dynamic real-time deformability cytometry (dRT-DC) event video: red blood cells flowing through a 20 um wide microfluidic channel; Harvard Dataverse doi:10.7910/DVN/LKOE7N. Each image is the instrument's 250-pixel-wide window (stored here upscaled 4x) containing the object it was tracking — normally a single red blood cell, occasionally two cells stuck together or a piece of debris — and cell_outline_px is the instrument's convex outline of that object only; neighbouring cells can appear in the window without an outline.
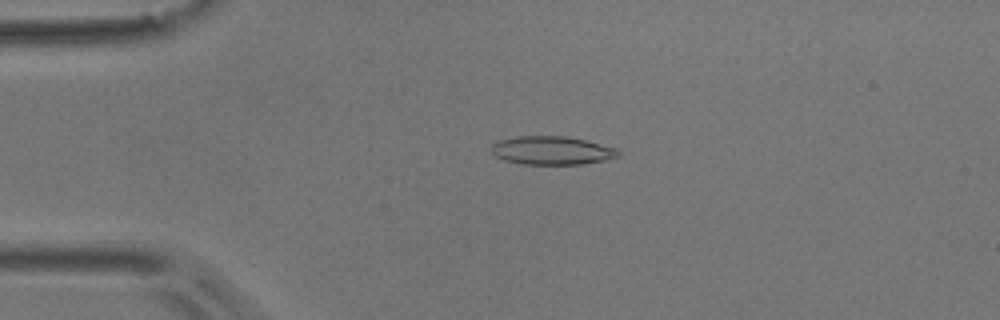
{"species": "common noctule bat (a hibernating species)", "species_latin": "Nyctalus noctula", "temperature_condition": "room temperature", "stored_images_in_passage": 52, "camera_frame_rate_fps": 3000, "um_per_image_px": 0.085, "animal": {"sex": "male", "body_mass_g": 17.9}, "frame": {"image": 1, "passage_image": 11, "time_ms": 3.333, "image_size_px": [1000, 320], "cell_outline_px": [[620, 156], [604, 160], [580, 164], [524, 164], [504, 160], [496, 156], [488, 148], [496, 140], [520, 136], [564, 136], [584, 140], [616, 148], [620, 152]], "centroid_in_image_um": [46.86, 12.78], "position_along_channel_um": 38.1, "area_um2": 20.98}}
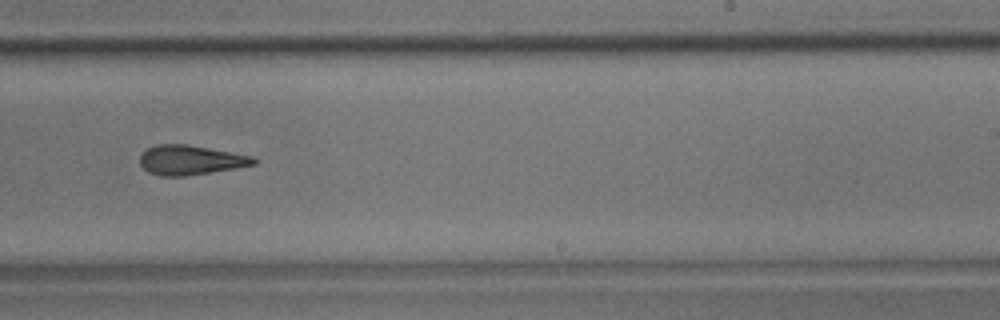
{"frame": {"image": 2, "passage_image": 32, "time_ms": 10.333, "image_size_px": [1000, 320], "cell_outline_px": [[256, 164], [236, 168], [184, 176], [160, 176], [148, 172], [140, 164], [140, 156], [148, 148], [156, 144], [188, 144], [232, 152], [252, 156], [256, 160]], "centroid_in_image_um": [16.18, 13.6], "position_along_channel_um": 272.8, "area_um2": 19.54}}
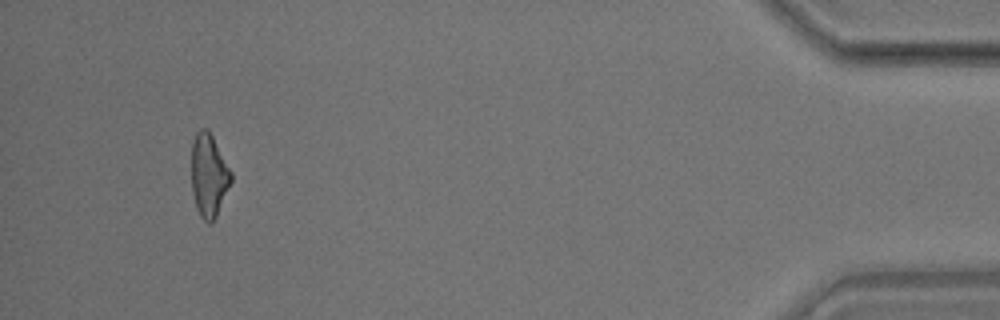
{"frame": {"image": 3, "passage_image": 49, "time_ms": 16.0, "image_size_px": [1000, 320], "cell_outline_px": [[232, 180], [216, 216], [212, 224], [208, 224], [200, 216], [196, 208], [192, 192], [192, 140], [196, 132], [200, 128], [208, 128], [232, 172]], "centroid_in_image_um": [17.74, 14.9], "position_along_channel_um": 417.5, "area_um2": 19.25}, "authors_computed_cell_mechanics": {"area_um2": 20.1144, "velocity_mm_per_s": 3.7904, "shape_relaxation_time_tau1_ms": 7.5509, "shape_relaxation_time_tau2_ms": 4.549, "deformation_change_tau1": 0.2067, "deformation_change_tau2": 0.1663}}